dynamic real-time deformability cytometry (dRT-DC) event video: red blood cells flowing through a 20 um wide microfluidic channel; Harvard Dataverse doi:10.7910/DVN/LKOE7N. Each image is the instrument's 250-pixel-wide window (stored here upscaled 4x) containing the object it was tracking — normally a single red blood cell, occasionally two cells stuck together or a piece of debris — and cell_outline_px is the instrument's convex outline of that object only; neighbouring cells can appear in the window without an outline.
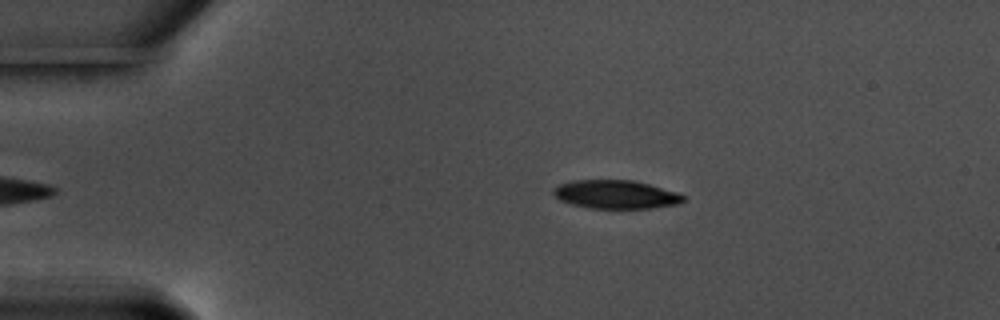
{"species": "common noctule bat (a hibernating species)", "species_latin": "Nyctalus noctula", "temperature_condition": "warm", "stored_images_in_passage": 41, "camera_frame_rate_fps": 3000, "um_per_image_px": 0.085, "animal": {"sex": "male", "body_mass_g": 17.5, "forearm_length_mm": 52.3}, "frame": {"image": 1, "passage_image": 3, "time_ms": 0.667, "image_size_px": [1000, 320], "cell_outline_px": [[684, 200], [680, 204], [652, 208], [588, 208], [572, 204], [560, 200], [552, 192], [552, 188], [560, 184], [576, 180], [632, 180], [648, 184], [676, 192], [684, 196]], "centroid_in_image_um": [52.33, 16.53], "position_along_channel_um": 32.7, "area_um2": 21.44}}
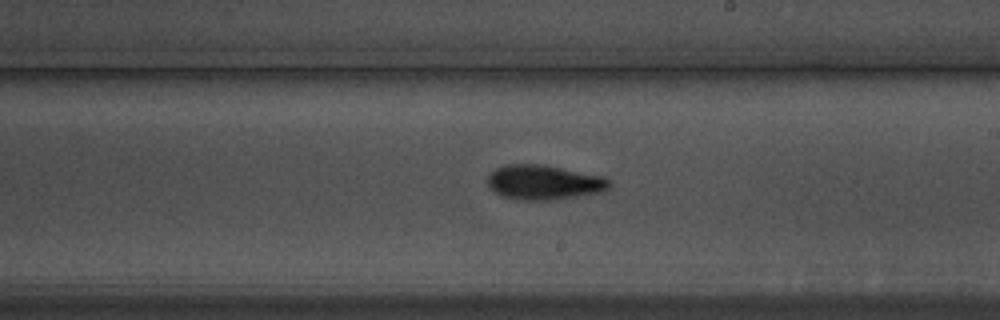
{"frame": {"image": 2, "passage_image": 25, "time_ms": 8.0, "image_size_px": [1000, 320], "cell_outline_px": [[612, 184], [608, 188], [600, 192], [576, 196], [548, 200], [516, 200], [500, 196], [488, 184], [488, 176], [496, 168], [504, 164], [544, 164], [604, 176], [612, 180]], "centroid_in_image_um": [46.25, 15.49], "position_along_channel_um": 242.8, "area_um2": 24.74}}
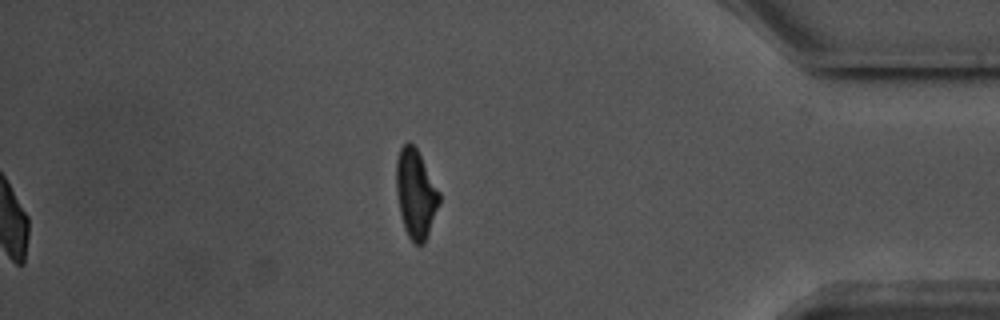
{"frame": {"image": 3, "passage_image": 41, "time_ms": 13.333, "image_size_px": [1000, 320], "cell_outline_px": [[440, 204], [424, 244], [412, 244], [404, 228], [400, 212], [396, 192], [396, 160], [400, 148], [408, 140], [416, 148], [440, 192]], "centroid_in_image_um": [35.33, 16.49], "position_along_channel_um": 399.9, "area_um2": 22.31}, "authors_computed_cell_mechanics": {"area_um2": 23.0622, "velocity_mm_per_s": 3.5794, "shape_relaxation_time_tau1_ms": 4.5117, "shape_relaxation_time_tau2_ms": 5.1315, "deformation_change_tau1": 0.1674, "deformation_change_tau2": 0.1384}}